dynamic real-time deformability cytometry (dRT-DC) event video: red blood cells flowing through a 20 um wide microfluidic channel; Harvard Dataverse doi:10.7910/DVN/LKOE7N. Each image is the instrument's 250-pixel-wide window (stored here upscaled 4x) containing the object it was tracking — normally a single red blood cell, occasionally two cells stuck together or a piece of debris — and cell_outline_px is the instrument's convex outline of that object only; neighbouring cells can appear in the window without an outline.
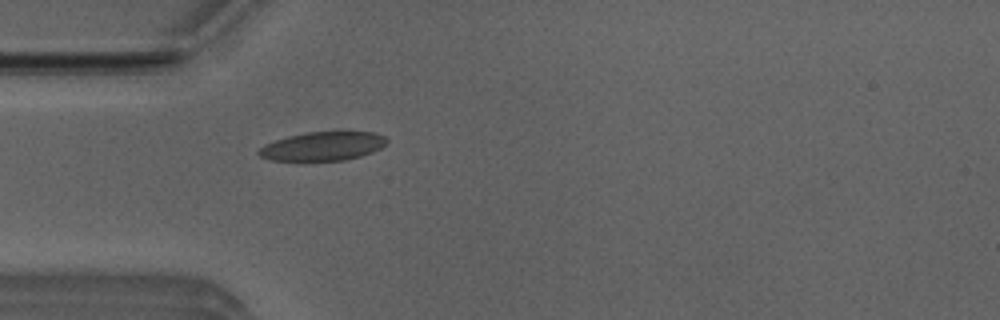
{"species": "Egyptian fruit bat (a non-hibernating species)", "species_latin": "Rousettus aegyptiacus", "temperature_condition": "room temperature", "stored_images_in_passage": 3, "camera_frame_rate_fps": 3000, "um_per_image_px": 0.085, "animal": {"sex": "male"}, "frame": {"image": 1, "passage_image": 3, "time_ms": 0.667, "image_size_px": [1000, 320], "cell_outline_px": [[388, 144], [372, 152], [360, 156], [344, 160], [268, 160], [260, 156], [256, 152], [264, 144], [288, 136], [308, 132], [372, 132], [384, 136], [388, 140]], "centroid_in_image_um": [27.44, 12.43], "position_along_channel_um": 57.6, "area_um2": 21.33}}